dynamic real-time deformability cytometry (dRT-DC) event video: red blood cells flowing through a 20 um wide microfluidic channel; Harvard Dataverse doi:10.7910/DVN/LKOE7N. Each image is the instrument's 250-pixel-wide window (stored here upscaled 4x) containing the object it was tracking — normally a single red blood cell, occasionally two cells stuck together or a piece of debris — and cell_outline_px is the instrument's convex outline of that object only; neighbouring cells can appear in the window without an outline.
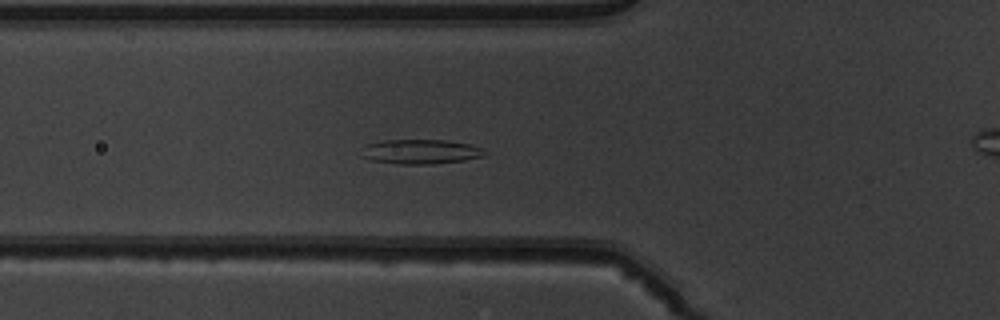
{"species": "common noctule bat (a hibernating species)", "species_latin": "Nyctalus noctula", "temperature_condition": "warm", "stored_images_in_passage": 54, "segment_of_instrument_passage": [1, 2], "camera_frame_rate_fps": 3000, "um_per_image_px": 0.085, "animal": {"sex": "male", "body_mass_g": 19.5, "forearm_length_mm": 54.6}, "frame": {"image": 1, "passage_image": 20, "time_ms": 6.333, "image_size_px": [1000, 320], "cell_outline_px": [[488, 152], [484, 156], [464, 160], [432, 164], [400, 164], [372, 160], [360, 156], [368, 144], [384, 140], [444, 140], [468, 144], [480, 148]], "centroid_in_image_um": [35.77, 12.9], "position_along_channel_um": 90.0, "area_um2": 17.4}}
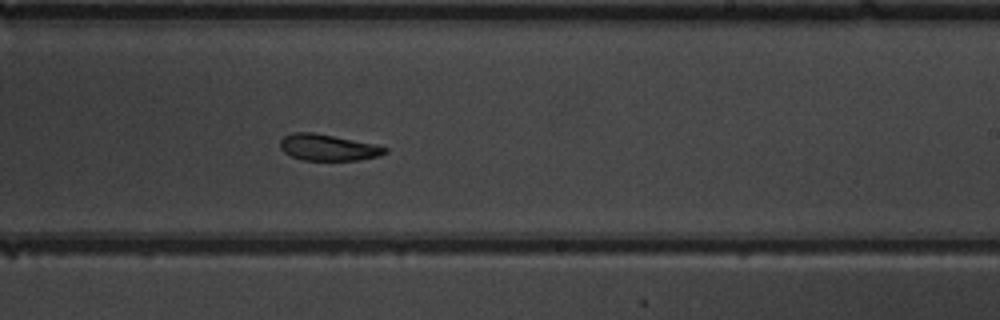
{"frame": {"image": 2, "passage_image": 33, "time_ms": 10.667, "image_size_px": [1000, 320], "cell_outline_px": [[388, 152], [380, 156], [360, 160], [304, 160], [292, 156], [284, 152], [280, 148], [280, 140], [284, 136], [292, 132], [312, 132], [376, 144], [388, 148]], "centroid_in_image_um": [27.9, 12.53], "position_along_channel_um": 261.1, "area_um2": 16.13}}
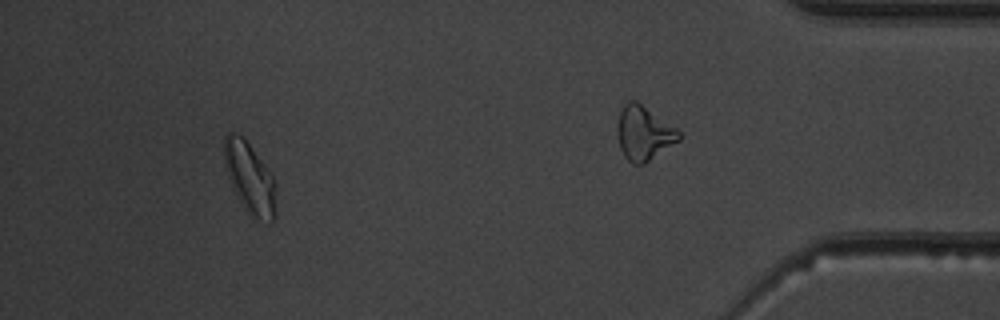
{"frame": {"image": 3, "passage_image": 49, "time_ms": 16.0, "image_size_px": [1000, 320], "cell_outline_px": [[276, 216], [272, 220], [248, 216], [232, 188], [224, 160], [224, 136], [228, 132], [232, 132], [244, 136], [268, 168], [276, 180]], "centroid_in_image_um": [21.24, 15.1], "position_along_channel_um": 414.0, "area_um2": 21.79}}